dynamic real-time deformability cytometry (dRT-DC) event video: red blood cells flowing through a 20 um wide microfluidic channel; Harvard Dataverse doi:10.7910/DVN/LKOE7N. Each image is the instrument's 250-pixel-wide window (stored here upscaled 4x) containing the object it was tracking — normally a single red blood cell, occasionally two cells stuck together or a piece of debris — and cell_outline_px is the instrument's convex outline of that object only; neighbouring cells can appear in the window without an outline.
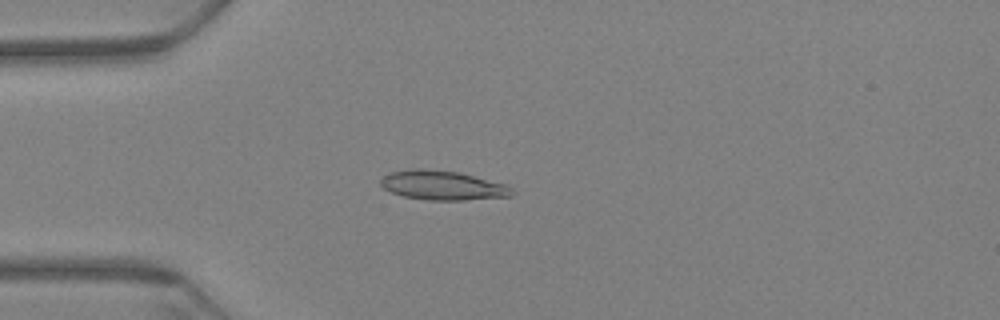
{"species": "Egyptian fruit bat (a non-hibernating species)", "species_latin": "Rousettus aegyptiacus", "temperature_condition": "warm", "stored_images_in_passage": 64, "camera_frame_rate_fps": 3000, "um_per_image_px": 0.085, "animal": {"sex": "female"}, "frame": {"image": 1, "passage_image": 18, "time_ms": 5.667, "image_size_px": [1000, 320], "cell_outline_px": [[516, 192], [512, 196], [464, 200], [428, 200], [404, 196], [392, 192], [384, 188], [380, 184], [380, 180], [384, 176], [392, 172], [420, 168], [460, 172], [504, 184], [512, 188]], "centroid_in_image_um": [37.65, 15.76], "position_along_channel_um": 47.3, "area_um2": 22.25}}
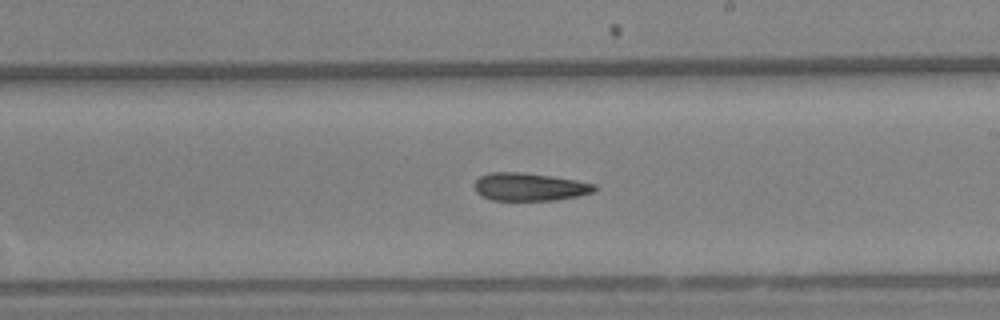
{"frame": {"image": 2, "passage_image": 38, "time_ms": 12.333, "image_size_px": [1000, 320], "cell_outline_px": [[596, 188], [592, 192], [576, 196], [556, 200], [492, 200], [480, 196], [476, 192], [476, 180], [480, 176], [492, 172], [524, 172], [576, 180], [596, 184]], "centroid_in_image_um": [44.99, 15.88], "position_along_channel_um": 244.0, "area_um2": 19.36}}
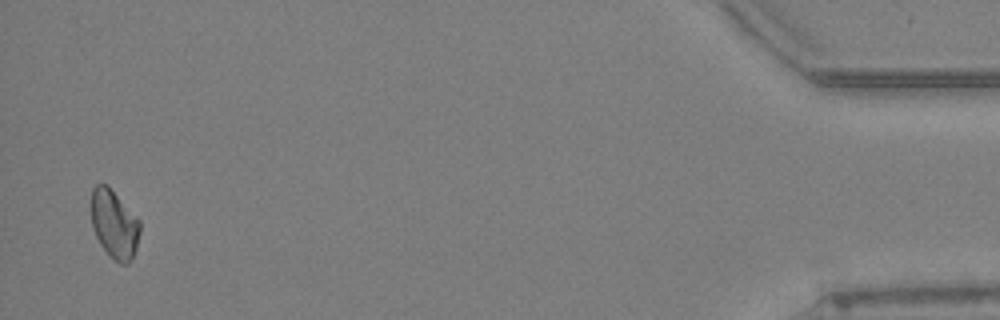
{"frame": {"image": 3, "passage_image": 63, "time_ms": 20.667, "image_size_px": [1000, 320], "cell_outline_px": [[140, 232], [136, 248], [128, 264], [120, 264], [100, 244], [92, 228], [92, 188], [96, 184], [108, 184], [140, 220]], "centroid_in_image_um": [9.72, 19.01], "position_along_channel_um": 425.5, "area_um2": 19.31}}